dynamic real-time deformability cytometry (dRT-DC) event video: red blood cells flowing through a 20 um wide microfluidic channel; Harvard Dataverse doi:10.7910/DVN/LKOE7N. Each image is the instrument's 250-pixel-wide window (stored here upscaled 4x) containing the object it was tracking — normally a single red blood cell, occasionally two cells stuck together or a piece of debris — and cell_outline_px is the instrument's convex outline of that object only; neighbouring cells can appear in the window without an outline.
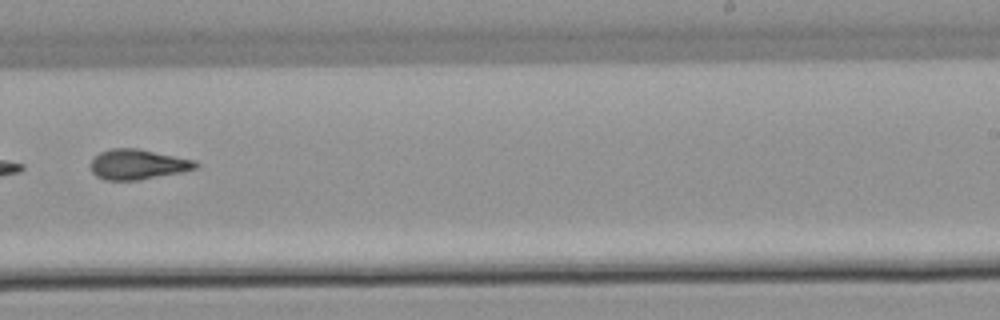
{"species": "common noctule bat (a hibernating species)", "species_latin": "Nyctalus noctula", "temperature_condition": "warm", "stored_images_in_passage": 12, "camera_frame_rate_fps": 3000, "um_per_image_px": 0.085, "animal": {"sex": "male", "body_mass_g": 21.5, "forearm_length_mm": 52.0}, "frame": {"image": 1, "passage_image": 12, "time_ms": 14.333, "image_size_px": [1000, 320], "cell_outline_px": [[200, 168], [180, 172], [136, 180], [104, 180], [96, 176], [92, 172], [92, 160], [100, 152], [112, 148], [140, 148], [196, 160], [200, 164]], "centroid_in_image_um": [11.76, 13.96], "position_along_channel_um": 277.2, "area_um2": 18.5}}